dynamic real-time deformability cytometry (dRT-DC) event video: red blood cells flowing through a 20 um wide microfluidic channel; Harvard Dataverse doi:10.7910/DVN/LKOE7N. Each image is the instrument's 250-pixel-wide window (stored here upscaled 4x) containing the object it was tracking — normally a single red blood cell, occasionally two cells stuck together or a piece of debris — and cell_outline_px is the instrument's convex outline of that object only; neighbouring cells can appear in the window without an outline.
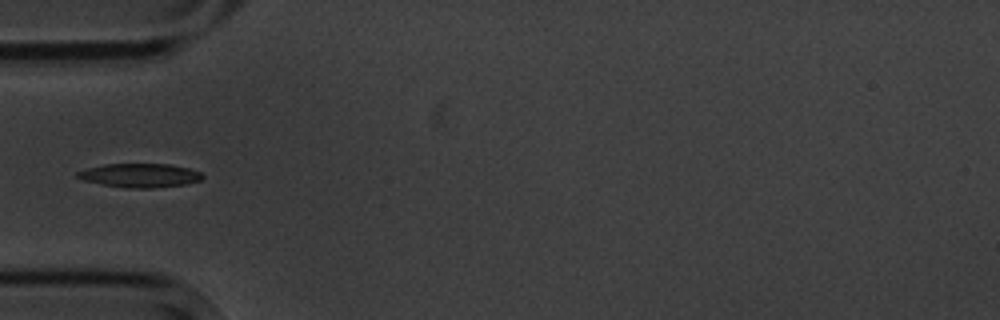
{"species": "common noctule bat (a hibernating species)", "species_latin": "Nyctalus noctula", "temperature_condition": "cold", "stored_images_in_passage": 6, "segment_of_instrument_passage": [2, 2], "camera_frame_rate_fps": 3000, "um_per_image_px": 0.085, "animal": {"sex": "male", "body_mass_g": 20.1, "forearm_length_mm": 53.5}, "frame": {"image": 1, "passage_image": 6, "time_ms": 5.667, "image_size_px": [1000, 320], "cell_outline_px": [[204, 176], [200, 180], [184, 184], [152, 188], [124, 188], [84, 180], [76, 176], [76, 172], [88, 168], [104, 164], [168, 164], [188, 168], [200, 172]], "centroid_in_image_um": [11.89, 14.91], "position_along_channel_um": 73.1, "area_um2": 17.17}}